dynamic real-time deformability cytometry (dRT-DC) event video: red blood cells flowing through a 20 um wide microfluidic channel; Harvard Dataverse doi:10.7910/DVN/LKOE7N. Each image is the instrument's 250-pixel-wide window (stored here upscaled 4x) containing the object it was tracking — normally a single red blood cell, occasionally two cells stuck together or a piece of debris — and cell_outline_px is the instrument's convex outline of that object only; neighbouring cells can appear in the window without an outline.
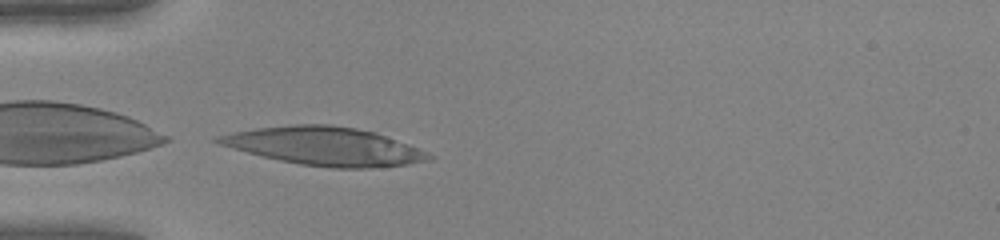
{"species": "human", "species_latin": "Homo sapiens", "temperature_condition": "warm", "stored_images_in_passage": 26, "camera_frame_rate_fps": 3000, "um_per_image_px": 0.085, "donor": {"sex": "female"}, "frame": {"image": 1, "passage_image": 1, "time_ms": 0.0, "image_size_px": [1000, 240], "cell_outline_px": [[436, 156], [432, 160], [408, 164], [372, 168], [332, 168], [300, 164], [280, 160], [248, 152], [220, 144], [212, 140], [216, 136], [232, 132], [256, 128], [288, 124], [332, 124], [356, 128], [376, 132]], "centroid_in_image_um": [27.6, 12.42], "position_along_channel_um": 57.4, "area_um2": 46.76}}
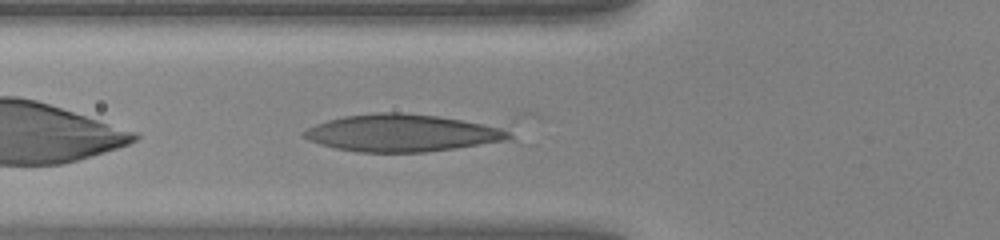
{"frame": {"image": 2, "passage_image": 4, "time_ms": 1.0, "image_size_px": [1000, 240], "cell_outline_px": [[512, 140], [456, 148], [424, 152], [360, 152], [336, 148], [320, 144], [308, 140], [300, 136], [300, 132], [316, 124], [328, 120], [344, 116], [376, 112], [400, 112], [436, 116], [460, 120], [500, 128], [508, 132], [512, 136]], "centroid_in_image_um": [34.12, 11.31], "position_along_channel_um": 91.7, "area_um2": 44.27}}
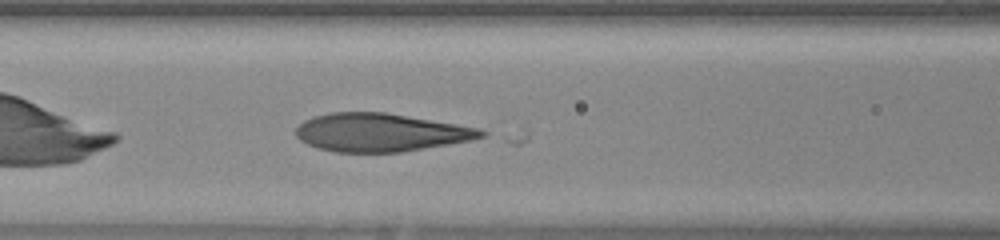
{"frame": {"image": 3, "passage_image": 7, "time_ms": 2.0, "image_size_px": [1000, 240], "cell_outline_px": [[488, 132], [484, 136], [472, 140], [400, 152], [336, 152], [316, 148], [300, 140], [296, 136], [296, 128], [304, 120], [312, 116], [332, 112], [384, 112], [480, 128]], "centroid_in_image_um": [32.32, 11.26], "position_along_channel_um": 134.3, "area_um2": 41.1}}